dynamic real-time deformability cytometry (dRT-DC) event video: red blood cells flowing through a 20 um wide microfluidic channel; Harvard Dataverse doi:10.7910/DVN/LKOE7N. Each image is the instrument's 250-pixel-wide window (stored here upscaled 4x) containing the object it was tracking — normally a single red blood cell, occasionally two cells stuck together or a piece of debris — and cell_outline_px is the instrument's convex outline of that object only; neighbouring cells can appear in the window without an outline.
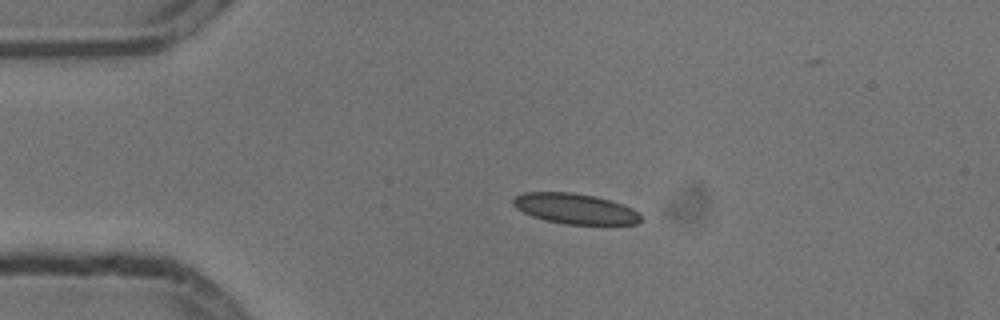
{"species": "common noctule bat (a hibernating species)", "species_latin": "Nyctalus noctula", "temperature_condition": "cold", "stored_images_in_passage": 47, "camera_frame_rate_fps": 3000, "um_per_image_px": 0.085, "animal": {"sex": "male", "body_mass_g": 13.3}, "frame": {"image": 1, "passage_image": 11, "time_ms": 3.333, "image_size_px": [1000, 320], "cell_outline_px": [[644, 220], [636, 224], [564, 224], [544, 220], [532, 216], [516, 208], [512, 204], [512, 200], [516, 196], [524, 192], [572, 192], [596, 196], [632, 208], [640, 212]], "centroid_in_image_um": [48.9, 17.74], "position_along_channel_um": 36.1, "area_um2": 22.72}}
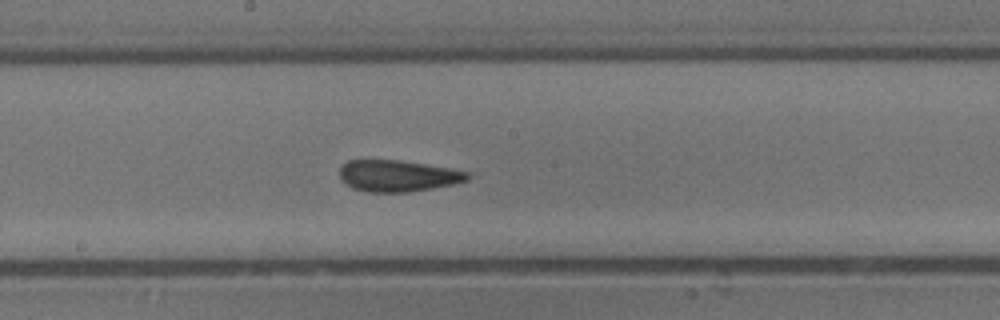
{"frame": {"image": 2, "passage_image": 28, "time_ms": 9.0, "image_size_px": [1000, 320], "cell_outline_px": [[472, 176], [468, 180], [452, 184], [432, 188], [408, 192], [368, 192], [352, 188], [340, 180], [340, 168], [348, 160], [400, 160], [452, 168], [468, 172]], "centroid_in_image_um": [33.82, 14.94], "position_along_channel_um": 214.4, "area_um2": 23.52}}
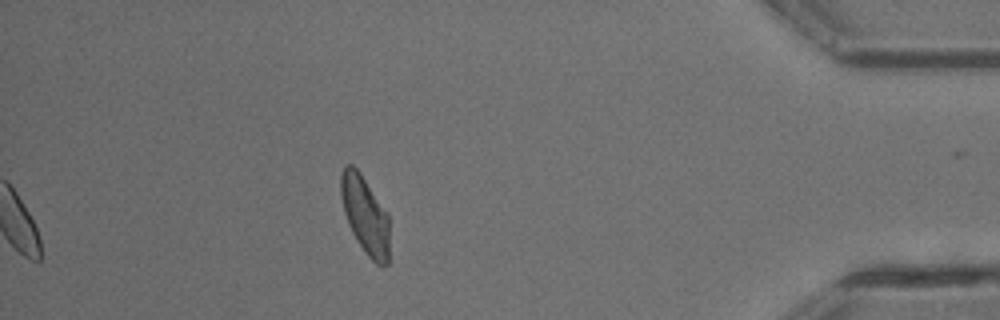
{"frame": {"image": 3, "passage_image": 47, "time_ms": 15.333, "image_size_px": [1000, 320], "cell_outline_px": [[388, 264], [376, 264], [364, 252], [356, 240], [348, 224], [344, 212], [340, 192], [340, 176], [344, 164], [352, 164], [360, 172], [388, 212]], "centroid_in_image_um": [31.01, 18.23], "position_along_channel_um": 404.2, "area_um2": 22.08}, "authors_computed_cell_mechanics": {"area_um2": 23.0622, "velocity_mm_per_s": 3.7885, "shape_relaxation_time_tau1_ms": 5.1965, "shape_relaxation_time_tau2_ms": 1.8243, "deformation_change_tau1": 0.172, "deformation_change_tau2": 0.1142}}